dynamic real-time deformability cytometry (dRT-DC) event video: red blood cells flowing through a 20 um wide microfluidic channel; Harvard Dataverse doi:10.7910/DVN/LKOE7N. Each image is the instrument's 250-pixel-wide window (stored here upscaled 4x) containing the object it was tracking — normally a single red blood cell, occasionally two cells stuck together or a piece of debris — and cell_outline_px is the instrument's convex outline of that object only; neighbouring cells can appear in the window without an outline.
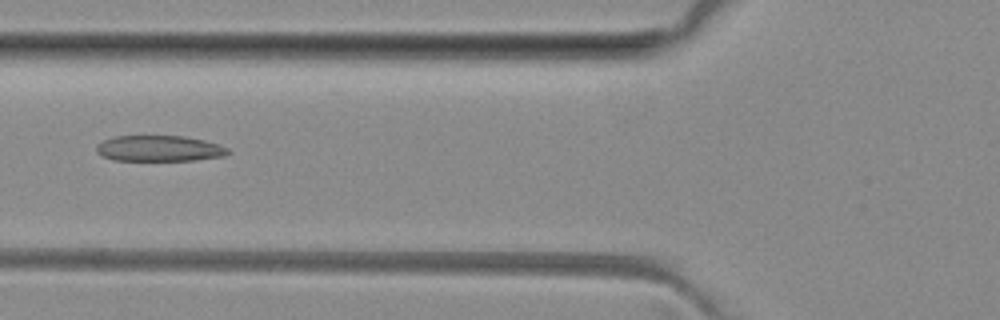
{"species": "common noctule bat (a hibernating species)", "species_latin": "Nyctalus noctula", "temperature_condition": "room temperature", "stored_images_in_passage": 6, "camera_frame_rate_fps": 3000, "um_per_image_px": 0.085, "animal": {"sex": "female", "body_mass_g": 29.2, "forearm_length_mm": 56.3}, "frame": {"image": 1, "passage_image": 6, "time_ms": 5.667, "image_size_px": [1000, 320], "cell_outline_px": [[232, 152], [224, 156], [196, 160], [112, 160], [96, 152], [96, 144], [112, 136], [184, 136], [204, 140], [228, 148]], "centroid_in_image_um": [13.53, 12.62], "position_along_channel_um": 112.3, "area_um2": 19.83}}